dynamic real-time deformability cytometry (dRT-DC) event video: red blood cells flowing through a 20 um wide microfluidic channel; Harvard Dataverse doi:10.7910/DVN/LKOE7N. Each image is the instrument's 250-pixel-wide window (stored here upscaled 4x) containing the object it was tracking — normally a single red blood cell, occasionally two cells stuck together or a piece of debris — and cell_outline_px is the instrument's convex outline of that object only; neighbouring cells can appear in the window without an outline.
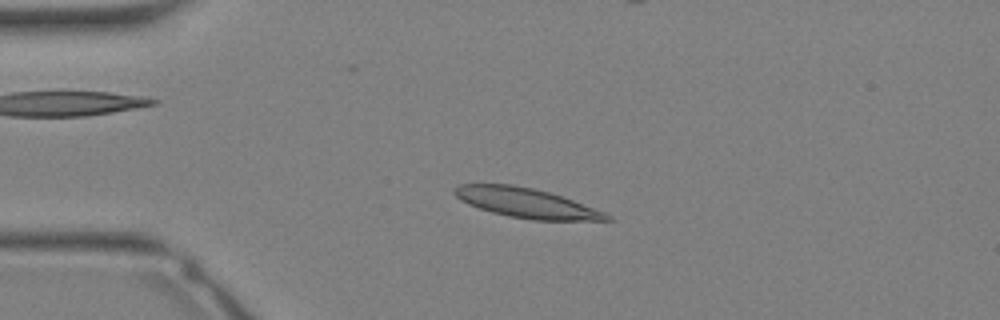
{"species": "Egyptian fruit bat (a non-hibernating species)", "species_latin": "Rousettus aegyptiacus", "temperature_condition": "warm", "stored_images_in_passage": 33, "camera_frame_rate_fps": 3000, "um_per_image_px": 0.085, "animal": {"sex": "female"}, "frame": {"image": 1, "passage_image": 7, "time_ms": 2.0, "image_size_px": [1000, 320], "cell_outline_px": [[612, 220], [532, 220], [508, 216], [492, 212], [468, 204], [460, 200], [452, 192], [452, 188], [460, 184], [512, 184], [532, 188], [548, 192], [572, 200], [604, 212], [612, 216]], "centroid_in_image_um": [44.68, 17.24], "position_along_channel_um": 40.3, "area_um2": 26.07}}
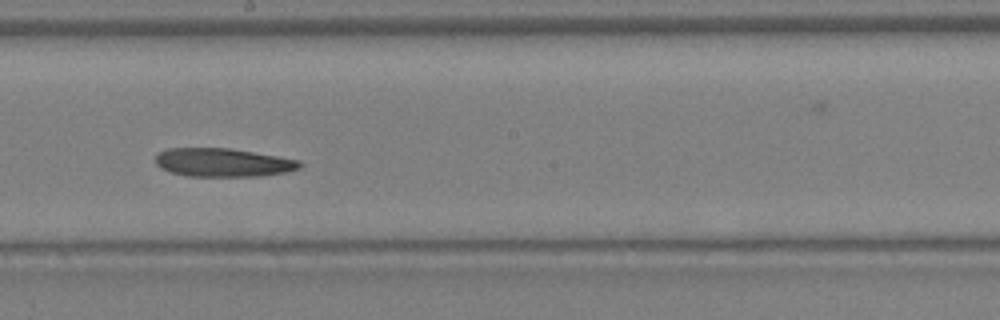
{"frame": {"image": 2, "passage_image": 18, "time_ms": 5.667, "image_size_px": [1000, 320], "cell_outline_px": [[304, 164], [300, 168], [288, 172], [256, 176], [184, 176], [160, 168], [156, 164], [156, 152], [168, 148], [228, 148], [300, 160]], "centroid_in_image_um": [18.94, 13.81], "position_along_channel_um": 229.3, "area_um2": 23.99}}
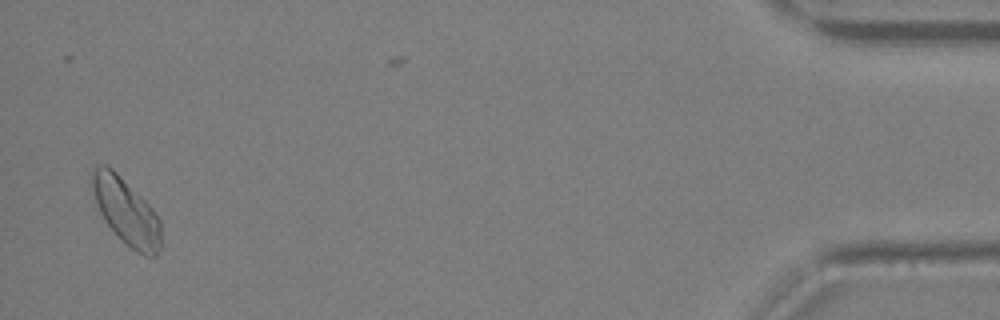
{"frame": {"image": 3, "passage_image": 32, "time_ms": 10.333, "image_size_px": [1000, 320], "cell_outline_px": [[160, 248], [156, 256], [144, 256], [136, 252], [124, 244], [120, 240], [104, 220], [96, 204], [88, 180], [92, 168], [100, 164], [104, 164], [112, 168], [152, 208], [160, 220]], "centroid_in_image_um": [10.67, 17.96], "position_along_channel_um": 424.5, "area_um2": 26.93}}